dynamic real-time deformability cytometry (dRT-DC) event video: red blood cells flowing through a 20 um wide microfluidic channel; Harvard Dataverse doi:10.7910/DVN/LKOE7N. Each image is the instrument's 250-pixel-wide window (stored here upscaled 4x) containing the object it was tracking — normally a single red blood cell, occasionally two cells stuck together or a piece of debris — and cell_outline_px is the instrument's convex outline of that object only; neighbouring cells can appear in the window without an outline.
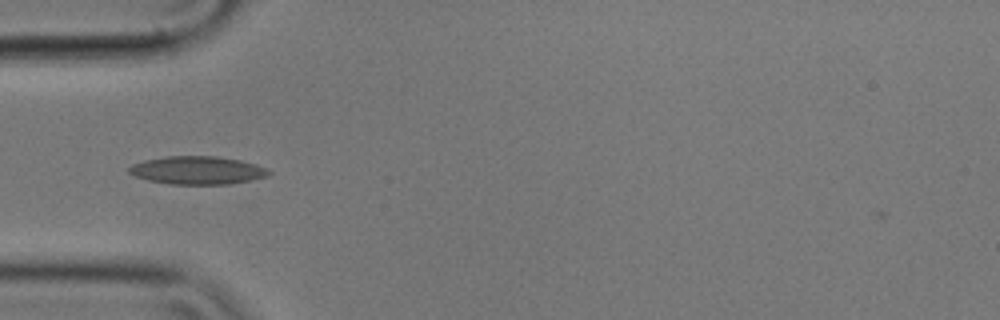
{"species": "common noctule bat (a hibernating species)", "species_latin": "Nyctalus noctula", "temperature_condition": "cold", "stored_images_in_passage": 40, "camera_frame_rate_fps": 3000, "um_per_image_px": 0.085, "animal": {"sex": "male", "body_mass_g": 17.9}, "frame": {"image": 1, "passage_image": 1, "time_ms": 0.0, "image_size_px": [1000, 320], "cell_outline_px": [[272, 172], [268, 176], [228, 184], [168, 184], [148, 180], [136, 176], [128, 172], [128, 168], [132, 164], [144, 160], [168, 156], [216, 156], [240, 160], [256, 164]], "centroid_in_image_um": [16.75, 14.47], "position_along_channel_um": 68.2, "area_um2": 22.72}}
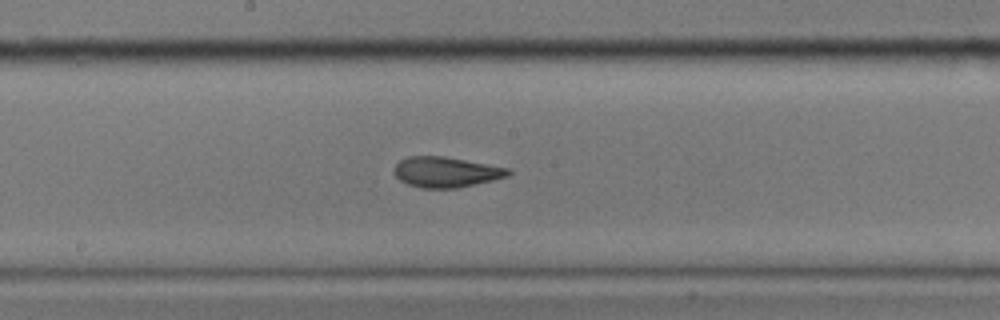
{"frame": {"image": 2, "passage_image": 13, "time_ms": 4.0, "image_size_px": [1000, 320], "cell_outline_px": [[512, 172], [508, 176], [492, 180], [456, 188], [420, 188], [408, 184], [400, 180], [392, 172], [392, 168], [400, 160], [408, 156], [444, 156], [512, 168]], "centroid_in_image_um": [37.9, 14.61], "position_along_channel_um": 210.3, "area_um2": 20.4}}
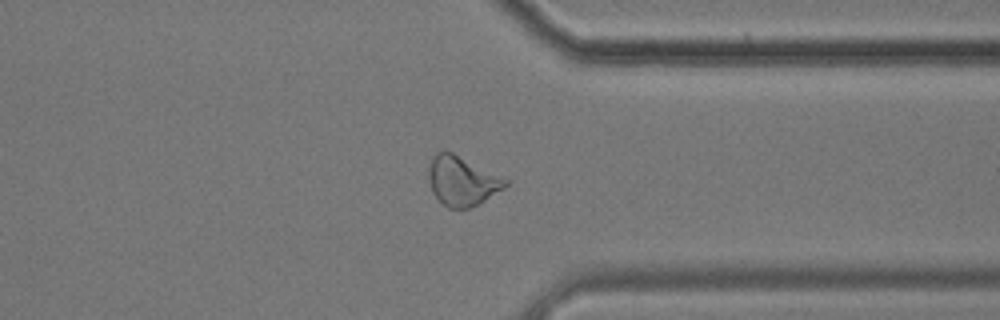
{"frame": {"image": 3, "passage_image": 27, "time_ms": 8.667, "image_size_px": [1000, 320], "cell_outline_px": [[508, 184], [504, 188], [480, 204], [468, 208], [448, 208], [432, 192], [428, 176], [428, 168], [432, 156], [436, 152], [452, 152], [508, 180]], "centroid_in_image_um": [39.26, 15.39], "position_along_channel_um": 372.1, "area_um2": 21.85}, "authors_computed_cell_mechanics": {"area_um2": 20.7791, "velocity_mm_per_s": 3.5358, "shape_relaxation_time_tau1_ms": null, "shape_relaxation_time_tau2_ms": 2.0371, "deformation_change_tau1": null, "deformation_change_tau2": 0.0821}}